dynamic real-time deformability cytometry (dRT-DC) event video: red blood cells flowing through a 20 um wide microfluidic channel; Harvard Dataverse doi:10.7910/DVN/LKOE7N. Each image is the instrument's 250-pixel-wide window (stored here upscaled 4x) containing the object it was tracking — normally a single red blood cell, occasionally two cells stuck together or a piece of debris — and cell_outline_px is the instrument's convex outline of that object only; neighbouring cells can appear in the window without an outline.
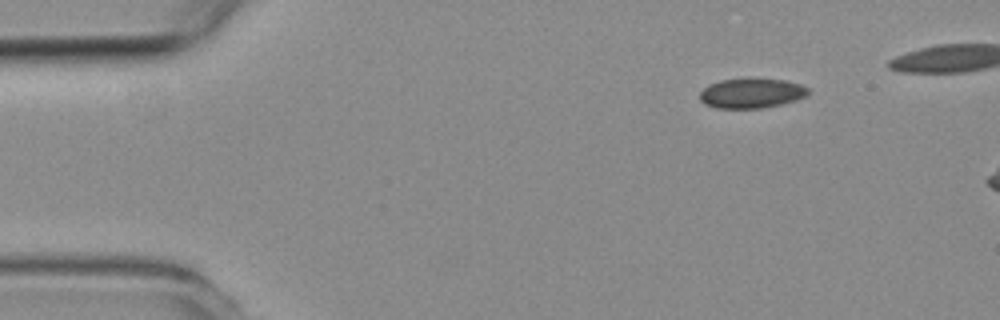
{"species": "common noctule bat (a hibernating species)", "species_latin": "Nyctalus noctula", "temperature_condition": "room temperature", "stored_images_in_passage": 3, "camera_frame_rate_fps": 3000, "um_per_image_px": 0.085, "animal": {"sex": "female", "body_mass_g": 19.3, "forearm_length_mm": 54.1}, "frame": {"image": 1, "passage_image": 1, "time_ms": 0.0, "image_size_px": [1000, 320], "cell_outline_px": [[812, 92], [808, 96], [796, 100], [764, 108], [716, 108], [704, 104], [700, 100], [700, 92], [708, 84], [720, 80], [748, 76], [784, 80], [800, 84], [808, 88]], "centroid_in_image_um": [63.89, 7.89], "position_along_channel_um": 21.1, "area_um2": 19.54}}